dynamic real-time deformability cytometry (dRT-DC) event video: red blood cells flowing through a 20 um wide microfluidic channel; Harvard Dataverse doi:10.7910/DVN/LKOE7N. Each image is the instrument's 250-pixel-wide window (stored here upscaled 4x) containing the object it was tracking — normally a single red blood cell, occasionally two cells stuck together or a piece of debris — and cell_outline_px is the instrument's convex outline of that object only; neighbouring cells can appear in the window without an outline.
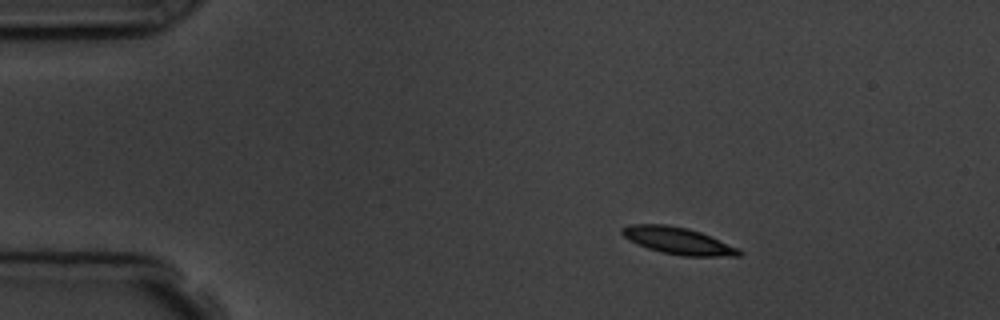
{"species": "common noctule bat (a hibernating species)", "species_latin": "Nyctalus noctula", "temperature_condition": "room temperature", "stored_images_in_passage": 3, "camera_frame_rate_fps": 3000, "um_per_image_px": 0.085, "animal": {"sex": "male", "body_mass_g": 19.5, "forearm_length_mm": 54.6}, "frame": {"image": 1, "passage_image": 1, "time_ms": 0.0, "image_size_px": [1000, 320], "cell_outline_px": [[744, 252], [740, 256], [684, 256], [660, 252], [636, 244], [628, 240], [620, 232], [620, 228], [628, 224], [668, 224], [688, 228], [700, 232], [740, 248]], "centroid_in_image_um": [57.62, 20.46], "position_along_channel_um": 27.4, "area_um2": 18.61}}
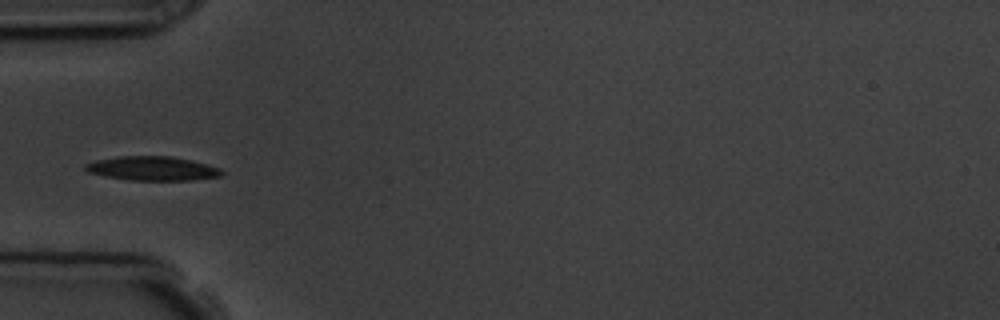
{"frame": {"image": 2, "passage_image": 3, "time_ms": 3.0, "image_size_px": [1000, 320], "cell_outline_px": [[224, 172], [220, 176], [192, 180], [132, 180], [104, 176], [88, 172], [84, 168], [84, 164], [96, 160], [116, 156], [172, 156], [192, 160], [220, 168]], "centroid_in_image_um": [12.94, 14.31], "position_along_channel_um": 72.1, "area_um2": 19.19}}